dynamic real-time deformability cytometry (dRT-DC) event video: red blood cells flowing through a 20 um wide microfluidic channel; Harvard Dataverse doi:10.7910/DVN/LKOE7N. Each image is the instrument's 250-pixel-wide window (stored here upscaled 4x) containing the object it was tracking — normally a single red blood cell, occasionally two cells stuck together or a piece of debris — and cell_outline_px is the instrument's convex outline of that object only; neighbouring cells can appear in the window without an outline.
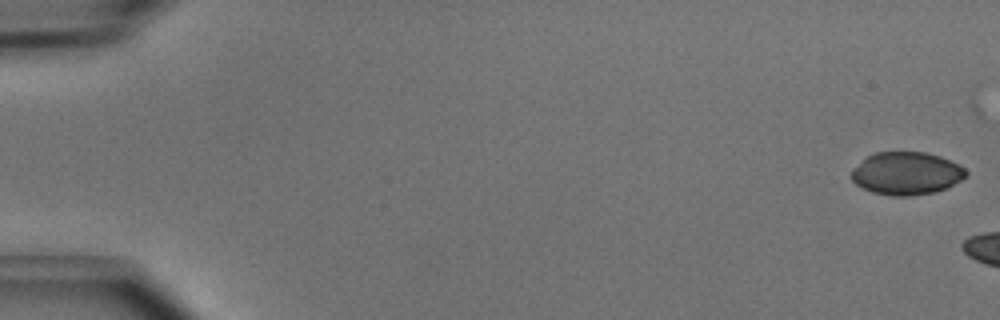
{"species": "common noctule bat (a hibernating species)", "species_latin": "Nyctalus noctula", "temperature_condition": "cold", "stored_images_in_passage": 3, "camera_frame_rate_fps": 3000, "um_per_image_px": 0.085, "animal": {"sex": "male", "body_mass_g": 15.6}, "frame": {"image": 1, "passage_image": 1, "time_ms": 0.0, "image_size_px": [1000, 320], "cell_outline_px": [[968, 172], [960, 180], [948, 188], [932, 192], [908, 196], [892, 196], [872, 192], [856, 184], [848, 176], [852, 168], [868, 156], [876, 152], [924, 152], [940, 156], [960, 164]], "centroid_in_image_um": [77.02, 14.73], "position_along_channel_um": 8.0, "area_um2": 28.61}}